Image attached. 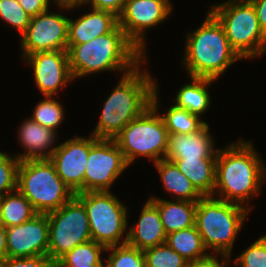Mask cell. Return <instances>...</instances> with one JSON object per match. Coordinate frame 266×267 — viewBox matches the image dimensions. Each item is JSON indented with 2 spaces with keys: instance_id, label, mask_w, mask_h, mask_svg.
I'll return each mask as SVG.
<instances>
[{
  "instance_id": "8d00e7d4",
  "label": "cell",
  "mask_w": 266,
  "mask_h": 267,
  "mask_svg": "<svg viewBox=\"0 0 266 267\" xmlns=\"http://www.w3.org/2000/svg\"><path fill=\"white\" fill-rule=\"evenodd\" d=\"M88 3L94 9L109 11L118 17L123 10L125 0H87L86 4Z\"/></svg>"
},
{
  "instance_id": "1f68e13d",
  "label": "cell",
  "mask_w": 266,
  "mask_h": 267,
  "mask_svg": "<svg viewBox=\"0 0 266 267\" xmlns=\"http://www.w3.org/2000/svg\"><path fill=\"white\" fill-rule=\"evenodd\" d=\"M0 18L22 36L30 24L31 16L20 6L18 0H0Z\"/></svg>"
},
{
  "instance_id": "52a82bcc",
  "label": "cell",
  "mask_w": 266,
  "mask_h": 267,
  "mask_svg": "<svg viewBox=\"0 0 266 267\" xmlns=\"http://www.w3.org/2000/svg\"><path fill=\"white\" fill-rule=\"evenodd\" d=\"M17 190L28 199L37 214L56 211L75 196L58 176L50 159L20 161Z\"/></svg>"
},
{
  "instance_id": "ab89813d",
  "label": "cell",
  "mask_w": 266,
  "mask_h": 267,
  "mask_svg": "<svg viewBox=\"0 0 266 267\" xmlns=\"http://www.w3.org/2000/svg\"><path fill=\"white\" fill-rule=\"evenodd\" d=\"M55 4L64 10L75 9L77 6L86 4L87 0H54Z\"/></svg>"
},
{
  "instance_id": "e575fe53",
  "label": "cell",
  "mask_w": 266,
  "mask_h": 267,
  "mask_svg": "<svg viewBox=\"0 0 266 267\" xmlns=\"http://www.w3.org/2000/svg\"><path fill=\"white\" fill-rule=\"evenodd\" d=\"M5 267H55L48 256L11 257L5 259Z\"/></svg>"
},
{
  "instance_id": "ffe728a7",
  "label": "cell",
  "mask_w": 266,
  "mask_h": 267,
  "mask_svg": "<svg viewBox=\"0 0 266 267\" xmlns=\"http://www.w3.org/2000/svg\"><path fill=\"white\" fill-rule=\"evenodd\" d=\"M56 133L54 130L33 121L31 118L24 120L19 128L18 138L25 152L15 156L19 161L49 159L57 148V146L53 147ZM49 148L50 150H48Z\"/></svg>"
},
{
  "instance_id": "4fadbf2b",
  "label": "cell",
  "mask_w": 266,
  "mask_h": 267,
  "mask_svg": "<svg viewBox=\"0 0 266 267\" xmlns=\"http://www.w3.org/2000/svg\"><path fill=\"white\" fill-rule=\"evenodd\" d=\"M49 11L31 17L21 36L23 57L35 52L67 50L69 18Z\"/></svg>"
},
{
  "instance_id": "d6a6232c",
  "label": "cell",
  "mask_w": 266,
  "mask_h": 267,
  "mask_svg": "<svg viewBox=\"0 0 266 267\" xmlns=\"http://www.w3.org/2000/svg\"><path fill=\"white\" fill-rule=\"evenodd\" d=\"M19 159L0 152V194L5 195L17 190Z\"/></svg>"
},
{
  "instance_id": "f35d334b",
  "label": "cell",
  "mask_w": 266,
  "mask_h": 267,
  "mask_svg": "<svg viewBox=\"0 0 266 267\" xmlns=\"http://www.w3.org/2000/svg\"><path fill=\"white\" fill-rule=\"evenodd\" d=\"M256 11L260 28L266 35V0H249Z\"/></svg>"
},
{
  "instance_id": "d590c367",
  "label": "cell",
  "mask_w": 266,
  "mask_h": 267,
  "mask_svg": "<svg viewBox=\"0 0 266 267\" xmlns=\"http://www.w3.org/2000/svg\"><path fill=\"white\" fill-rule=\"evenodd\" d=\"M218 255H221V260H222L221 262L220 260L218 261ZM229 259L231 258L228 255L217 254V257H216V253L214 255L211 253V254H208L206 257L188 262V267H225L227 265L230 266Z\"/></svg>"
},
{
  "instance_id": "9c48e42d",
  "label": "cell",
  "mask_w": 266,
  "mask_h": 267,
  "mask_svg": "<svg viewBox=\"0 0 266 267\" xmlns=\"http://www.w3.org/2000/svg\"><path fill=\"white\" fill-rule=\"evenodd\" d=\"M84 204L89 224L91 238L105 248L125 244L127 230V207L110 191L84 192L75 194Z\"/></svg>"
},
{
  "instance_id": "8992f818",
  "label": "cell",
  "mask_w": 266,
  "mask_h": 267,
  "mask_svg": "<svg viewBox=\"0 0 266 267\" xmlns=\"http://www.w3.org/2000/svg\"><path fill=\"white\" fill-rule=\"evenodd\" d=\"M157 88L153 91L151 106L114 138L128 165L139 156H147L154 163L165 159L169 134L161 114H158Z\"/></svg>"
},
{
  "instance_id": "ba28073f",
  "label": "cell",
  "mask_w": 266,
  "mask_h": 267,
  "mask_svg": "<svg viewBox=\"0 0 266 267\" xmlns=\"http://www.w3.org/2000/svg\"><path fill=\"white\" fill-rule=\"evenodd\" d=\"M210 8L222 24L231 47L243 60L266 52V35L249 0H228Z\"/></svg>"
},
{
  "instance_id": "603a6c76",
  "label": "cell",
  "mask_w": 266,
  "mask_h": 267,
  "mask_svg": "<svg viewBox=\"0 0 266 267\" xmlns=\"http://www.w3.org/2000/svg\"><path fill=\"white\" fill-rule=\"evenodd\" d=\"M154 165L160 174L163 187L173 194L176 200L198 201L203 197L173 161L162 159Z\"/></svg>"
},
{
  "instance_id": "b9f144b4",
  "label": "cell",
  "mask_w": 266,
  "mask_h": 267,
  "mask_svg": "<svg viewBox=\"0 0 266 267\" xmlns=\"http://www.w3.org/2000/svg\"><path fill=\"white\" fill-rule=\"evenodd\" d=\"M89 267H107V264H103L102 259L97 264L89 265Z\"/></svg>"
},
{
  "instance_id": "d4e9b609",
  "label": "cell",
  "mask_w": 266,
  "mask_h": 267,
  "mask_svg": "<svg viewBox=\"0 0 266 267\" xmlns=\"http://www.w3.org/2000/svg\"><path fill=\"white\" fill-rule=\"evenodd\" d=\"M166 243L188 262L206 257L209 254L195 225L169 233Z\"/></svg>"
},
{
  "instance_id": "5bb4252c",
  "label": "cell",
  "mask_w": 266,
  "mask_h": 267,
  "mask_svg": "<svg viewBox=\"0 0 266 267\" xmlns=\"http://www.w3.org/2000/svg\"><path fill=\"white\" fill-rule=\"evenodd\" d=\"M89 152L90 136L74 137L57 145L49 158L58 176L74 194L84 193V176Z\"/></svg>"
},
{
  "instance_id": "7402d4cb",
  "label": "cell",
  "mask_w": 266,
  "mask_h": 267,
  "mask_svg": "<svg viewBox=\"0 0 266 267\" xmlns=\"http://www.w3.org/2000/svg\"><path fill=\"white\" fill-rule=\"evenodd\" d=\"M217 158L174 159L178 169L203 196H213Z\"/></svg>"
},
{
  "instance_id": "83f0119b",
  "label": "cell",
  "mask_w": 266,
  "mask_h": 267,
  "mask_svg": "<svg viewBox=\"0 0 266 267\" xmlns=\"http://www.w3.org/2000/svg\"><path fill=\"white\" fill-rule=\"evenodd\" d=\"M106 248L93 240L79 244L63 255L55 264V267H89L101 260L102 251Z\"/></svg>"
},
{
  "instance_id": "cb8c5ba5",
  "label": "cell",
  "mask_w": 266,
  "mask_h": 267,
  "mask_svg": "<svg viewBox=\"0 0 266 267\" xmlns=\"http://www.w3.org/2000/svg\"><path fill=\"white\" fill-rule=\"evenodd\" d=\"M191 84H185L177 92L175 105L190 113L202 116L210 106L209 85L216 81L209 78L190 77Z\"/></svg>"
},
{
  "instance_id": "f1b7e54d",
  "label": "cell",
  "mask_w": 266,
  "mask_h": 267,
  "mask_svg": "<svg viewBox=\"0 0 266 267\" xmlns=\"http://www.w3.org/2000/svg\"><path fill=\"white\" fill-rule=\"evenodd\" d=\"M107 251H112L106 259L107 267H146L144 251L127 243L108 247Z\"/></svg>"
},
{
  "instance_id": "484cf974",
  "label": "cell",
  "mask_w": 266,
  "mask_h": 267,
  "mask_svg": "<svg viewBox=\"0 0 266 267\" xmlns=\"http://www.w3.org/2000/svg\"><path fill=\"white\" fill-rule=\"evenodd\" d=\"M36 211L28 199L15 190L4 195L2 200L0 222L6 227L21 225L31 220Z\"/></svg>"
},
{
  "instance_id": "277c9868",
  "label": "cell",
  "mask_w": 266,
  "mask_h": 267,
  "mask_svg": "<svg viewBox=\"0 0 266 267\" xmlns=\"http://www.w3.org/2000/svg\"><path fill=\"white\" fill-rule=\"evenodd\" d=\"M183 58L190 77L214 80L242 59L231 47L222 24L210 11L200 27L188 34Z\"/></svg>"
},
{
  "instance_id": "4dcf8cb0",
  "label": "cell",
  "mask_w": 266,
  "mask_h": 267,
  "mask_svg": "<svg viewBox=\"0 0 266 267\" xmlns=\"http://www.w3.org/2000/svg\"><path fill=\"white\" fill-rule=\"evenodd\" d=\"M146 267H188V261L167 243L144 250Z\"/></svg>"
},
{
  "instance_id": "d6986e66",
  "label": "cell",
  "mask_w": 266,
  "mask_h": 267,
  "mask_svg": "<svg viewBox=\"0 0 266 267\" xmlns=\"http://www.w3.org/2000/svg\"><path fill=\"white\" fill-rule=\"evenodd\" d=\"M91 10L76 20L69 18L67 46L89 42L112 32L118 26V17L112 12L94 8Z\"/></svg>"
},
{
  "instance_id": "2e32d148",
  "label": "cell",
  "mask_w": 266,
  "mask_h": 267,
  "mask_svg": "<svg viewBox=\"0 0 266 267\" xmlns=\"http://www.w3.org/2000/svg\"><path fill=\"white\" fill-rule=\"evenodd\" d=\"M48 245L47 214H37L21 225L6 228L7 258L47 256Z\"/></svg>"
},
{
  "instance_id": "f546056e",
  "label": "cell",
  "mask_w": 266,
  "mask_h": 267,
  "mask_svg": "<svg viewBox=\"0 0 266 267\" xmlns=\"http://www.w3.org/2000/svg\"><path fill=\"white\" fill-rule=\"evenodd\" d=\"M45 100H41L35 106L33 116L30 118L40 125L50 128L56 132V128L64 119V110L60 102L53 99L52 96H44Z\"/></svg>"
},
{
  "instance_id": "ee69618b",
  "label": "cell",
  "mask_w": 266,
  "mask_h": 267,
  "mask_svg": "<svg viewBox=\"0 0 266 267\" xmlns=\"http://www.w3.org/2000/svg\"><path fill=\"white\" fill-rule=\"evenodd\" d=\"M0 267H5V260L0 259Z\"/></svg>"
},
{
  "instance_id": "6da1fadb",
  "label": "cell",
  "mask_w": 266,
  "mask_h": 267,
  "mask_svg": "<svg viewBox=\"0 0 266 267\" xmlns=\"http://www.w3.org/2000/svg\"><path fill=\"white\" fill-rule=\"evenodd\" d=\"M250 141L218 148L214 195L241 205L256 197L266 179V167ZM265 178V179H264Z\"/></svg>"
},
{
  "instance_id": "836d02e7",
  "label": "cell",
  "mask_w": 266,
  "mask_h": 267,
  "mask_svg": "<svg viewBox=\"0 0 266 267\" xmlns=\"http://www.w3.org/2000/svg\"><path fill=\"white\" fill-rule=\"evenodd\" d=\"M239 267H266V235L251 244L234 259Z\"/></svg>"
},
{
  "instance_id": "7c38bea8",
  "label": "cell",
  "mask_w": 266,
  "mask_h": 267,
  "mask_svg": "<svg viewBox=\"0 0 266 267\" xmlns=\"http://www.w3.org/2000/svg\"><path fill=\"white\" fill-rule=\"evenodd\" d=\"M172 6L170 0H125L118 25L144 56L145 31L164 22L172 13Z\"/></svg>"
},
{
  "instance_id": "5b68a950",
  "label": "cell",
  "mask_w": 266,
  "mask_h": 267,
  "mask_svg": "<svg viewBox=\"0 0 266 267\" xmlns=\"http://www.w3.org/2000/svg\"><path fill=\"white\" fill-rule=\"evenodd\" d=\"M252 208L227 202L214 196L197 201L195 226L207 250L231 255L235 238Z\"/></svg>"
},
{
  "instance_id": "44dd1931",
  "label": "cell",
  "mask_w": 266,
  "mask_h": 267,
  "mask_svg": "<svg viewBox=\"0 0 266 267\" xmlns=\"http://www.w3.org/2000/svg\"><path fill=\"white\" fill-rule=\"evenodd\" d=\"M149 200L158 208L167 235L195 225L197 201H169L158 197Z\"/></svg>"
},
{
  "instance_id": "74e56055",
  "label": "cell",
  "mask_w": 266,
  "mask_h": 267,
  "mask_svg": "<svg viewBox=\"0 0 266 267\" xmlns=\"http://www.w3.org/2000/svg\"><path fill=\"white\" fill-rule=\"evenodd\" d=\"M50 1L51 0H18L20 6L31 17L48 10Z\"/></svg>"
},
{
  "instance_id": "4316f807",
  "label": "cell",
  "mask_w": 266,
  "mask_h": 267,
  "mask_svg": "<svg viewBox=\"0 0 266 267\" xmlns=\"http://www.w3.org/2000/svg\"><path fill=\"white\" fill-rule=\"evenodd\" d=\"M166 114L161 115L168 134H191L200 130L206 122L200 116L190 113L186 109L173 104Z\"/></svg>"
},
{
  "instance_id": "60d3db41",
  "label": "cell",
  "mask_w": 266,
  "mask_h": 267,
  "mask_svg": "<svg viewBox=\"0 0 266 267\" xmlns=\"http://www.w3.org/2000/svg\"><path fill=\"white\" fill-rule=\"evenodd\" d=\"M7 258L6 227L0 222V259Z\"/></svg>"
},
{
  "instance_id": "8fae6325",
  "label": "cell",
  "mask_w": 266,
  "mask_h": 267,
  "mask_svg": "<svg viewBox=\"0 0 266 267\" xmlns=\"http://www.w3.org/2000/svg\"><path fill=\"white\" fill-rule=\"evenodd\" d=\"M128 164L114 139L90 135V152L84 176V192L110 191Z\"/></svg>"
},
{
  "instance_id": "9a60e30c",
  "label": "cell",
  "mask_w": 266,
  "mask_h": 267,
  "mask_svg": "<svg viewBox=\"0 0 266 267\" xmlns=\"http://www.w3.org/2000/svg\"><path fill=\"white\" fill-rule=\"evenodd\" d=\"M33 68L35 83L43 96H53L74 78L67 50L35 52L24 57Z\"/></svg>"
},
{
  "instance_id": "3957f363",
  "label": "cell",
  "mask_w": 266,
  "mask_h": 267,
  "mask_svg": "<svg viewBox=\"0 0 266 267\" xmlns=\"http://www.w3.org/2000/svg\"><path fill=\"white\" fill-rule=\"evenodd\" d=\"M141 65L142 62L122 75L117 87L105 101L100 120L91 133L95 138L114 139L129 122L151 106L157 83L147 70H140Z\"/></svg>"
},
{
  "instance_id": "7bdbcfd3",
  "label": "cell",
  "mask_w": 266,
  "mask_h": 267,
  "mask_svg": "<svg viewBox=\"0 0 266 267\" xmlns=\"http://www.w3.org/2000/svg\"><path fill=\"white\" fill-rule=\"evenodd\" d=\"M4 195L0 194V216H1V208H2V200Z\"/></svg>"
},
{
  "instance_id": "ac0fdd59",
  "label": "cell",
  "mask_w": 266,
  "mask_h": 267,
  "mask_svg": "<svg viewBox=\"0 0 266 267\" xmlns=\"http://www.w3.org/2000/svg\"><path fill=\"white\" fill-rule=\"evenodd\" d=\"M138 223L128 231L127 244L145 250L166 243L164 230L158 208L148 199L143 206Z\"/></svg>"
},
{
  "instance_id": "7a4b0ae2",
  "label": "cell",
  "mask_w": 266,
  "mask_h": 267,
  "mask_svg": "<svg viewBox=\"0 0 266 267\" xmlns=\"http://www.w3.org/2000/svg\"><path fill=\"white\" fill-rule=\"evenodd\" d=\"M67 54L74 79L99 71L117 70L127 74L147 60L119 25L89 42L67 46Z\"/></svg>"
},
{
  "instance_id": "30bf717a",
  "label": "cell",
  "mask_w": 266,
  "mask_h": 267,
  "mask_svg": "<svg viewBox=\"0 0 266 267\" xmlns=\"http://www.w3.org/2000/svg\"><path fill=\"white\" fill-rule=\"evenodd\" d=\"M47 219V256L54 264L74 247L92 240L86 208L76 196L56 211L48 213Z\"/></svg>"
},
{
  "instance_id": "e0dca14e",
  "label": "cell",
  "mask_w": 266,
  "mask_h": 267,
  "mask_svg": "<svg viewBox=\"0 0 266 267\" xmlns=\"http://www.w3.org/2000/svg\"><path fill=\"white\" fill-rule=\"evenodd\" d=\"M213 137L206 123L200 130L191 134H171L168 137L165 159L217 158Z\"/></svg>"
}]
</instances>
